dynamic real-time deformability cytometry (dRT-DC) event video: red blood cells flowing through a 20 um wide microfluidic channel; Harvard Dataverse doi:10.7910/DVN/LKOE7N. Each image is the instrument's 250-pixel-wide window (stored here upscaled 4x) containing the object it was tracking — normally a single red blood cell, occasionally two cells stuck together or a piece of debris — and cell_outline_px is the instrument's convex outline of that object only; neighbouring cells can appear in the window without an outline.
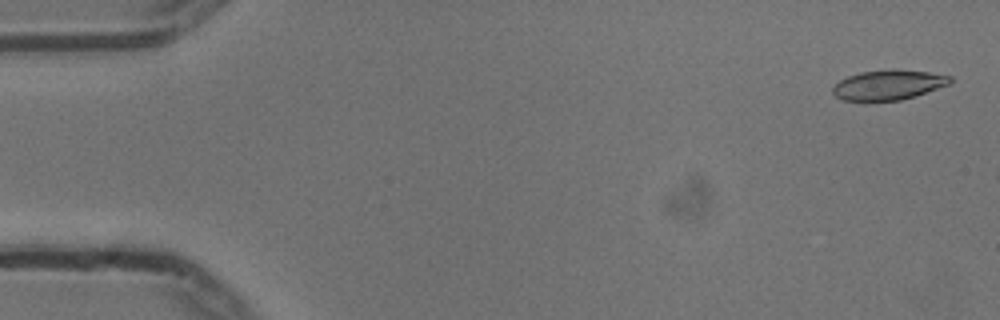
{"species": "common noctule bat (a hibernating species)", "species_latin": "Nyctalus noctula", "temperature_condition": "cold", "stored_images_in_passage": 9, "camera_frame_rate_fps": 3000, "um_per_image_px": 0.085, "animal": {"sex": "male", "body_mass_g": 13.3}, "frame": {"image": 1, "passage_image": 2, "time_ms": 0.333, "image_size_px": [1000, 320], "cell_outline_px": [[952, 80], [948, 84], [916, 96], [900, 100], [844, 100], [836, 96], [832, 92], [832, 88], [840, 80], [848, 76], [860, 72], [892, 68], [928, 72], [952, 76]], "centroid_in_image_um": [75.52, 7.19], "position_along_channel_um": 9.5, "area_um2": 20.35}}